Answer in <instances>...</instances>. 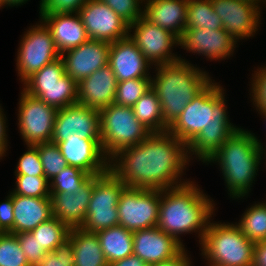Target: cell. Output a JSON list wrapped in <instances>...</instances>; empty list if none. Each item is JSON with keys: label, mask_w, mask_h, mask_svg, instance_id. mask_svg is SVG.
<instances>
[{"label": "cell", "mask_w": 266, "mask_h": 266, "mask_svg": "<svg viewBox=\"0 0 266 266\" xmlns=\"http://www.w3.org/2000/svg\"><path fill=\"white\" fill-rule=\"evenodd\" d=\"M78 14L89 39L113 43L130 34L129 24L98 0H88Z\"/></svg>", "instance_id": "15"}, {"label": "cell", "mask_w": 266, "mask_h": 266, "mask_svg": "<svg viewBox=\"0 0 266 266\" xmlns=\"http://www.w3.org/2000/svg\"><path fill=\"white\" fill-rule=\"evenodd\" d=\"M28 151L19 159L16 166V175L44 176L38 148L35 145H28Z\"/></svg>", "instance_id": "39"}, {"label": "cell", "mask_w": 266, "mask_h": 266, "mask_svg": "<svg viewBox=\"0 0 266 266\" xmlns=\"http://www.w3.org/2000/svg\"><path fill=\"white\" fill-rule=\"evenodd\" d=\"M252 82V97L256 109H266V67L259 68L255 71Z\"/></svg>", "instance_id": "43"}, {"label": "cell", "mask_w": 266, "mask_h": 266, "mask_svg": "<svg viewBox=\"0 0 266 266\" xmlns=\"http://www.w3.org/2000/svg\"><path fill=\"white\" fill-rule=\"evenodd\" d=\"M101 3L107 4L119 17L126 21L129 25L136 22L143 11L139 3L144 0H98ZM141 1V2H140Z\"/></svg>", "instance_id": "38"}, {"label": "cell", "mask_w": 266, "mask_h": 266, "mask_svg": "<svg viewBox=\"0 0 266 266\" xmlns=\"http://www.w3.org/2000/svg\"><path fill=\"white\" fill-rule=\"evenodd\" d=\"M125 188V184L110 169L102 175L94 176V189L81 228L97 233L119 225L117 205Z\"/></svg>", "instance_id": "9"}, {"label": "cell", "mask_w": 266, "mask_h": 266, "mask_svg": "<svg viewBox=\"0 0 266 266\" xmlns=\"http://www.w3.org/2000/svg\"><path fill=\"white\" fill-rule=\"evenodd\" d=\"M68 238L73 243V266H109L96 233L72 228Z\"/></svg>", "instance_id": "27"}, {"label": "cell", "mask_w": 266, "mask_h": 266, "mask_svg": "<svg viewBox=\"0 0 266 266\" xmlns=\"http://www.w3.org/2000/svg\"><path fill=\"white\" fill-rule=\"evenodd\" d=\"M237 225L251 242L256 244L266 241V203L248 208Z\"/></svg>", "instance_id": "32"}, {"label": "cell", "mask_w": 266, "mask_h": 266, "mask_svg": "<svg viewBox=\"0 0 266 266\" xmlns=\"http://www.w3.org/2000/svg\"><path fill=\"white\" fill-rule=\"evenodd\" d=\"M73 243L68 238L53 252H47L38 266H73Z\"/></svg>", "instance_id": "40"}, {"label": "cell", "mask_w": 266, "mask_h": 266, "mask_svg": "<svg viewBox=\"0 0 266 266\" xmlns=\"http://www.w3.org/2000/svg\"><path fill=\"white\" fill-rule=\"evenodd\" d=\"M221 29L222 20L215 13L211 0H188L186 29Z\"/></svg>", "instance_id": "30"}, {"label": "cell", "mask_w": 266, "mask_h": 266, "mask_svg": "<svg viewBox=\"0 0 266 266\" xmlns=\"http://www.w3.org/2000/svg\"><path fill=\"white\" fill-rule=\"evenodd\" d=\"M96 234L108 264L133 254V232L123 226H113Z\"/></svg>", "instance_id": "28"}, {"label": "cell", "mask_w": 266, "mask_h": 266, "mask_svg": "<svg viewBox=\"0 0 266 266\" xmlns=\"http://www.w3.org/2000/svg\"><path fill=\"white\" fill-rule=\"evenodd\" d=\"M56 143L67 164L80 168L91 176L109 170L110 161L103 153L101 139H67ZM107 160V161H106Z\"/></svg>", "instance_id": "18"}, {"label": "cell", "mask_w": 266, "mask_h": 266, "mask_svg": "<svg viewBox=\"0 0 266 266\" xmlns=\"http://www.w3.org/2000/svg\"><path fill=\"white\" fill-rule=\"evenodd\" d=\"M26 1H28V0H5V5H7V6H18V5H20V4H22V3H25Z\"/></svg>", "instance_id": "49"}, {"label": "cell", "mask_w": 266, "mask_h": 266, "mask_svg": "<svg viewBox=\"0 0 266 266\" xmlns=\"http://www.w3.org/2000/svg\"><path fill=\"white\" fill-rule=\"evenodd\" d=\"M213 210V203L208 196L194 182L187 181L183 185L161 190L157 227L180 242V234L199 231L200 243Z\"/></svg>", "instance_id": "3"}, {"label": "cell", "mask_w": 266, "mask_h": 266, "mask_svg": "<svg viewBox=\"0 0 266 266\" xmlns=\"http://www.w3.org/2000/svg\"><path fill=\"white\" fill-rule=\"evenodd\" d=\"M0 266H30L21 249L17 234H0Z\"/></svg>", "instance_id": "36"}, {"label": "cell", "mask_w": 266, "mask_h": 266, "mask_svg": "<svg viewBox=\"0 0 266 266\" xmlns=\"http://www.w3.org/2000/svg\"><path fill=\"white\" fill-rule=\"evenodd\" d=\"M40 14L42 22L51 32L60 54L78 47L89 38L78 13Z\"/></svg>", "instance_id": "24"}, {"label": "cell", "mask_w": 266, "mask_h": 266, "mask_svg": "<svg viewBox=\"0 0 266 266\" xmlns=\"http://www.w3.org/2000/svg\"><path fill=\"white\" fill-rule=\"evenodd\" d=\"M88 0H41L40 14L78 13Z\"/></svg>", "instance_id": "42"}, {"label": "cell", "mask_w": 266, "mask_h": 266, "mask_svg": "<svg viewBox=\"0 0 266 266\" xmlns=\"http://www.w3.org/2000/svg\"><path fill=\"white\" fill-rule=\"evenodd\" d=\"M236 42L224 28L216 30L192 28L185 29L179 45L187 51L203 54L211 60H220L233 53Z\"/></svg>", "instance_id": "20"}, {"label": "cell", "mask_w": 266, "mask_h": 266, "mask_svg": "<svg viewBox=\"0 0 266 266\" xmlns=\"http://www.w3.org/2000/svg\"><path fill=\"white\" fill-rule=\"evenodd\" d=\"M259 113H261V115L263 114L264 118L266 117V109H259Z\"/></svg>", "instance_id": "51"}, {"label": "cell", "mask_w": 266, "mask_h": 266, "mask_svg": "<svg viewBox=\"0 0 266 266\" xmlns=\"http://www.w3.org/2000/svg\"><path fill=\"white\" fill-rule=\"evenodd\" d=\"M225 31L236 41L253 36L259 24V6L240 0H211ZM238 39V40H237Z\"/></svg>", "instance_id": "17"}, {"label": "cell", "mask_w": 266, "mask_h": 266, "mask_svg": "<svg viewBox=\"0 0 266 266\" xmlns=\"http://www.w3.org/2000/svg\"><path fill=\"white\" fill-rule=\"evenodd\" d=\"M132 108L136 118L152 133L168 132L169 126L164 122L159 98L152 88Z\"/></svg>", "instance_id": "29"}, {"label": "cell", "mask_w": 266, "mask_h": 266, "mask_svg": "<svg viewBox=\"0 0 266 266\" xmlns=\"http://www.w3.org/2000/svg\"><path fill=\"white\" fill-rule=\"evenodd\" d=\"M253 264L255 266H266V241L255 244Z\"/></svg>", "instance_id": "46"}, {"label": "cell", "mask_w": 266, "mask_h": 266, "mask_svg": "<svg viewBox=\"0 0 266 266\" xmlns=\"http://www.w3.org/2000/svg\"><path fill=\"white\" fill-rule=\"evenodd\" d=\"M5 6V0H0V7Z\"/></svg>", "instance_id": "52"}, {"label": "cell", "mask_w": 266, "mask_h": 266, "mask_svg": "<svg viewBox=\"0 0 266 266\" xmlns=\"http://www.w3.org/2000/svg\"><path fill=\"white\" fill-rule=\"evenodd\" d=\"M34 238L46 252H53L69 237L70 228L52 217L31 231Z\"/></svg>", "instance_id": "31"}, {"label": "cell", "mask_w": 266, "mask_h": 266, "mask_svg": "<svg viewBox=\"0 0 266 266\" xmlns=\"http://www.w3.org/2000/svg\"><path fill=\"white\" fill-rule=\"evenodd\" d=\"M24 86V92L56 109L77 104V82L65 73L61 57L28 77Z\"/></svg>", "instance_id": "8"}, {"label": "cell", "mask_w": 266, "mask_h": 266, "mask_svg": "<svg viewBox=\"0 0 266 266\" xmlns=\"http://www.w3.org/2000/svg\"><path fill=\"white\" fill-rule=\"evenodd\" d=\"M99 113L101 148L109 161L120 150L141 143L152 133L136 118L130 106L112 103Z\"/></svg>", "instance_id": "7"}, {"label": "cell", "mask_w": 266, "mask_h": 266, "mask_svg": "<svg viewBox=\"0 0 266 266\" xmlns=\"http://www.w3.org/2000/svg\"><path fill=\"white\" fill-rule=\"evenodd\" d=\"M117 83L109 65L100 68L77 83V103L101 110L114 102Z\"/></svg>", "instance_id": "22"}, {"label": "cell", "mask_w": 266, "mask_h": 266, "mask_svg": "<svg viewBox=\"0 0 266 266\" xmlns=\"http://www.w3.org/2000/svg\"><path fill=\"white\" fill-rule=\"evenodd\" d=\"M109 266H149L145 261L140 259L137 255H129L128 257L117 260L109 264Z\"/></svg>", "instance_id": "47"}, {"label": "cell", "mask_w": 266, "mask_h": 266, "mask_svg": "<svg viewBox=\"0 0 266 266\" xmlns=\"http://www.w3.org/2000/svg\"><path fill=\"white\" fill-rule=\"evenodd\" d=\"M2 112L0 106V158L4 156V153H6L7 150L6 120L4 119V114Z\"/></svg>", "instance_id": "48"}, {"label": "cell", "mask_w": 266, "mask_h": 266, "mask_svg": "<svg viewBox=\"0 0 266 266\" xmlns=\"http://www.w3.org/2000/svg\"><path fill=\"white\" fill-rule=\"evenodd\" d=\"M41 23L27 30L20 42L16 65L22 82L61 56L51 32Z\"/></svg>", "instance_id": "11"}, {"label": "cell", "mask_w": 266, "mask_h": 266, "mask_svg": "<svg viewBox=\"0 0 266 266\" xmlns=\"http://www.w3.org/2000/svg\"><path fill=\"white\" fill-rule=\"evenodd\" d=\"M18 125L27 145L51 142L57 109L21 92Z\"/></svg>", "instance_id": "12"}, {"label": "cell", "mask_w": 266, "mask_h": 266, "mask_svg": "<svg viewBox=\"0 0 266 266\" xmlns=\"http://www.w3.org/2000/svg\"><path fill=\"white\" fill-rule=\"evenodd\" d=\"M240 1L248 2L250 4L258 6V3H260L261 0H240Z\"/></svg>", "instance_id": "50"}, {"label": "cell", "mask_w": 266, "mask_h": 266, "mask_svg": "<svg viewBox=\"0 0 266 266\" xmlns=\"http://www.w3.org/2000/svg\"><path fill=\"white\" fill-rule=\"evenodd\" d=\"M187 153V145L169 132L151 133L114 155L109 169L126 187L165 190L186 183L177 180L189 162Z\"/></svg>", "instance_id": "1"}, {"label": "cell", "mask_w": 266, "mask_h": 266, "mask_svg": "<svg viewBox=\"0 0 266 266\" xmlns=\"http://www.w3.org/2000/svg\"><path fill=\"white\" fill-rule=\"evenodd\" d=\"M151 88V78H134L118 82L114 104L132 107Z\"/></svg>", "instance_id": "34"}, {"label": "cell", "mask_w": 266, "mask_h": 266, "mask_svg": "<svg viewBox=\"0 0 266 266\" xmlns=\"http://www.w3.org/2000/svg\"><path fill=\"white\" fill-rule=\"evenodd\" d=\"M92 176L80 168L66 166L49 184L50 193H76Z\"/></svg>", "instance_id": "33"}, {"label": "cell", "mask_w": 266, "mask_h": 266, "mask_svg": "<svg viewBox=\"0 0 266 266\" xmlns=\"http://www.w3.org/2000/svg\"><path fill=\"white\" fill-rule=\"evenodd\" d=\"M161 190L126 187L119 198V225L135 232L157 227Z\"/></svg>", "instance_id": "10"}, {"label": "cell", "mask_w": 266, "mask_h": 266, "mask_svg": "<svg viewBox=\"0 0 266 266\" xmlns=\"http://www.w3.org/2000/svg\"><path fill=\"white\" fill-rule=\"evenodd\" d=\"M202 254L210 266H250L255 243L236 224H208L201 241Z\"/></svg>", "instance_id": "6"}, {"label": "cell", "mask_w": 266, "mask_h": 266, "mask_svg": "<svg viewBox=\"0 0 266 266\" xmlns=\"http://www.w3.org/2000/svg\"><path fill=\"white\" fill-rule=\"evenodd\" d=\"M15 176L17 188L11 193L33 198H50L49 182L45 176Z\"/></svg>", "instance_id": "37"}, {"label": "cell", "mask_w": 266, "mask_h": 266, "mask_svg": "<svg viewBox=\"0 0 266 266\" xmlns=\"http://www.w3.org/2000/svg\"><path fill=\"white\" fill-rule=\"evenodd\" d=\"M101 139L99 110L80 104L57 109L51 142Z\"/></svg>", "instance_id": "14"}, {"label": "cell", "mask_w": 266, "mask_h": 266, "mask_svg": "<svg viewBox=\"0 0 266 266\" xmlns=\"http://www.w3.org/2000/svg\"><path fill=\"white\" fill-rule=\"evenodd\" d=\"M146 1L143 16L180 39L186 29L188 0Z\"/></svg>", "instance_id": "25"}, {"label": "cell", "mask_w": 266, "mask_h": 266, "mask_svg": "<svg viewBox=\"0 0 266 266\" xmlns=\"http://www.w3.org/2000/svg\"><path fill=\"white\" fill-rule=\"evenodd\" d=\"M224 98L222 87L211 81L168 128L204 163L239 129L228 120Z\"/></svg>", "instance_id": "2"}, {"label": "cell", "mask_w": 266, "mask_h": 266, "mask_svg": "<svg viewBox=\"0 0 266 266\" xmlns=\"http://www.w3.org/2000/svg\"><path fill=\"white\" fill-rule=\"evenodd\" d=\"M14 227L13 193L8 195L5 202L0 203V229L10 232Z\"/></svg>", "instance_id": "44"}, {"label": "cell", "mask_w": 266, "mask_h": 266, "mask_svg": "<svg viewBox=\"0 0 266 266\" xmlns=\"http://www.w3.org/2000/svg\"><path fill=\"white\" fill-rule=\"evenodd\" d=\"M14 227L10 233L31 232L53 217L51 198H33L13 193Z\"/></svg>", "instance_id": "26"}, {"label": "cell", "mask_w": 266, "mask_h": 266, "mask_svg": "<svg viewBox=\"0 0 266 266\" xmlns=\"http://www.w3.org/2000/svg\"><path fill=\"white\" fill-rule=\"evenodd\" d=\"M108 65L118 82L134 78H151L147 72L150 63L129 36L110 43Z\"/></svg>", "instance_id": "21"}, {"label": "cell", "mask_w": 266, "mask_h": 266, "mask_svg": "<svg viewBox=\"0 0 266 266\" xmlns=\"http://www.w3.org/2000/svg\"><path fill=\"white\" fill-rule=\"evenodd\" d=\"M133 245V254L149 266L173 259L184 250L182 242L158 227L133 232Z\"/></svg>", "instance_id": "19"}, {"label": "cell", "mask_w": 266, "mask_h": 266, "mask_svg": "<svg viewBox=\"0 0 266 266\" xmlns=\"http://www.w3.org/2000/svg\"><path fill=\"white\" fill-rule=\"evenodd\" d=\"M135 28L134 35H128L137 48L151 64L162 65L180 59L171 53V47L180 43V39L172 32L155 25L144 16L129 25V31Z\"/></svg>", "instance_id": "13"}, {"label": "cell", "mask_w": 266, "mask_h": 266, "mask_svg": "<svg viewBox=\"0 0 266 266\" xmlns=\"http://www.w3.org/2000/svg\"><path fill=\"white\" fill-rule=\"evenodd\" d=\"M17 239L30 266H38L47 252L40 247L32 232L19 233Z\"/></svg>", "instance_id": "41"}, {"label": "cell", "mask_w": 266, "mask_h": 266, "mask_svg": "<svg viewBox=\"0 0 266 266\" xmlns=\"http://www.w3.org/2000/svg\"><path fill=\"white\" fill-rule=\"evenodd\" d=\"M93 189L94 176L76 193H50L52 215L66 224L70 229L81 228L87 215Z\"/></svg>", "instance_id": "23"}, {"label": "cell", "mask_w": 266, "mask_h": 266, "mask_svg": "<svg viewBox=\"0 0 266 266\" xmlns=\"http://www.w3.org/2000/svg\"><path fill=\"white\" fill-rule=\"evenodd\" d=\"M110 43L88 39L61 54L65 73L77 83L108 65ZM66 54V55H65Z\"/></svg>", "instance_id": "16"}, {"label": "cell", "mask_w": 266, "mask_h": 266, "mask_svg": "<svg viewBox=\"0 0 266 266\" xmlns=\"http://www.w3.org/2000/svg\"><path fill=\"white\" fill-rule=\"evenodd\" d=\"M259 140L249 131L239 128L207 160L219 162L230 196L248 194L264 152Z\"/></svg>", "instance_id": "5"}, {"label": "cell", "mask_w": 266, "mask_h": 266, "mask_svg": "<svg viewBox=\"0 0 266 266\" xmlns=\"http://www.w3.org/2000/svg\"><path fill=\"white\" fill-rule=\"evenodd\" d=\"M35 146L38 148L44 176L50 182V180L57 176L68 164L56 143L45 142L35 144Z\"/></svg>", "instance_id": "35"}, {"label": "cell", "mask_w": 266, "mask_h": 266, "mask_svg": "<svg viewBox=\"0 0 266 266\" xmlns=\"http://www.w3.org/2000/svg\"><path fill=\"white\" fill-rule=\"evenodd\" d=\"M185 249L175 258L163 261L157 264H152L150 266H191L190 259L187 257Z\"/></svg>", "instance_id": "45"}, {"label": "cell", "mask_w": 266, "mask_h": 266, "mask_svg": "<svg viewBox=\"0 0 266 266\" xmlns=\"http://www.w3.org/2000/svg\"><path fill=\"white\" fill-rule=\"evenodd\" d=\"M156 69V77L151 78V88L159 98L164 122L170 126L212 80L207 73L181 58L157 65Z\"/></svg>", "instance_id": "4"}]
</instances>
